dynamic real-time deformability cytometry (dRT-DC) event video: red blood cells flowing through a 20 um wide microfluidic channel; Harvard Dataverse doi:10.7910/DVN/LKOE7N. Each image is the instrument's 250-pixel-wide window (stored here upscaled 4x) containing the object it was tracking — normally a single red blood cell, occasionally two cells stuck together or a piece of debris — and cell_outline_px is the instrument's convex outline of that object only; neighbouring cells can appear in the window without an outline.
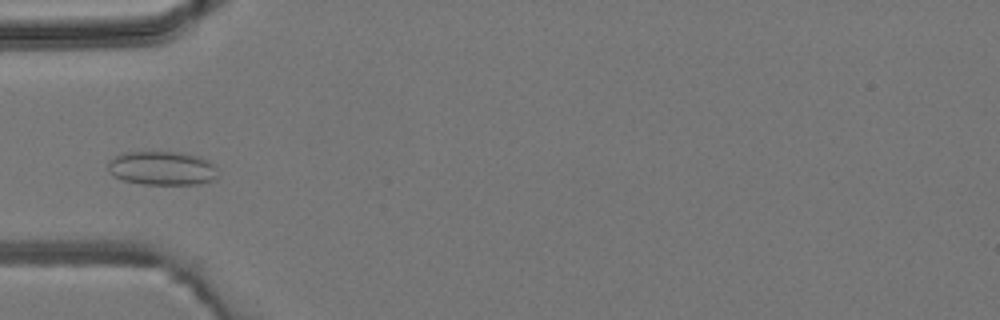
{"species": "common noctule bat (a hibernating species)", "species_latin": "Nyctalus noctula", "temperature_condition": "room temperature", "stored_images_in_passage": 4, "camera_frame_rate_fps": 3000, "um_per_image_px": 0.085, "animal": {"sex": "male", "body_mass_g": 19.2, "forearm_length_mm": 51.8}, "frame": {"image": 1, "passage_image": 4, "time_ms": 3.333, "image_size_px": [1000, 320], "cell_outline_px": [[216, 180], [200, 184], [144, 184], [124, 180], [116, 176], [108, 168], [108, 164], [116, 156], [124, 152], [180, 152], [200, 156], [208, 160], [212, 164], [216, 176]], "centroid_in_image_um": [13.81, 14.29], "position_along_channel_um": 71.2, "area_um2": 21.39}}